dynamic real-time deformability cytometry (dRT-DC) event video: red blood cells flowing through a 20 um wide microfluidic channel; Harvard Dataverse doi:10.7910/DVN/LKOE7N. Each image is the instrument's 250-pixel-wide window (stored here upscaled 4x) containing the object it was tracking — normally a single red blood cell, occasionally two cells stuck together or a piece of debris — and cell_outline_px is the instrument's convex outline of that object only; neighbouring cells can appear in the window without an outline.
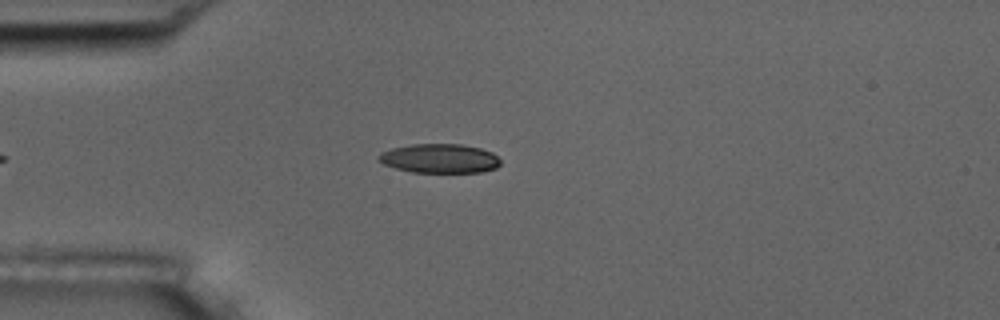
{"species": "common noctule bat (a hibernating species)", "species_latin": "Nyctalus noctula", "temperature_condition": "room temperature", "stored_images_in_passage": 1, "camera_frame_rate_fps": 3000, "um_per_image_px": 0.085, "animal": {"sex": "male", "body_mass_g": 17.5, "forearm_length_mm": 52.3}, "frame": {"image": 1, "passage_image": 1, "time_ms": 0.0, "image_size_px": [1000, 320], "cell_outline_px": [[500, 164], [496, 168], [480, 172], [412, 172], [396, 168], [384, 164], [380, 160], [380, 152], [392, 148], [412, 144], [460, 144], [480, 148], [492, 152], [500, 160]], "centroid_in_image_um": [37.39, 13.46], "position_along_channel_um": 47.6, "area_um2": 20.52}}